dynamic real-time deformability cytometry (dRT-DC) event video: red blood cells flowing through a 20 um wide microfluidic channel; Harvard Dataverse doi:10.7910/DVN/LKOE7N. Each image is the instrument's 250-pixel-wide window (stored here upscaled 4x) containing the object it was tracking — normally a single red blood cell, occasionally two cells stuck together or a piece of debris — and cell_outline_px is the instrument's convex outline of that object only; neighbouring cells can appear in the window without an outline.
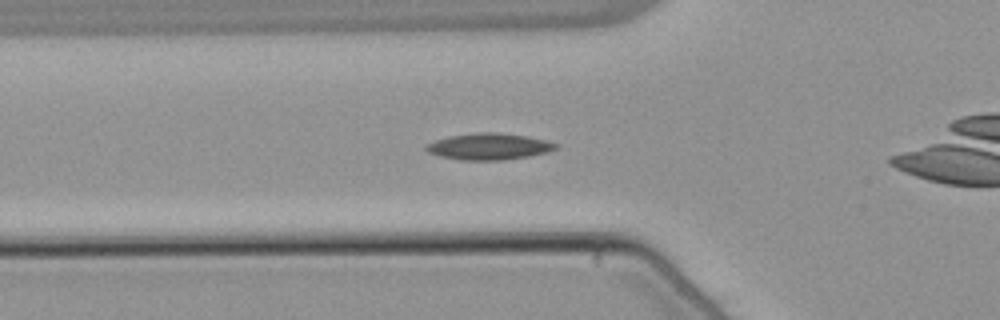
{"species": "common noctule bat (a hibernating species)", "species_latin": "Nyctalus noctula", "temperature_condition": "warm", "stored_images_in_passage": 40, "camera_frame_rate_fps": 3000, "um_per_image_px": 0.085, "animal": {"sex": "male", "body_mass_g": 21.5, "forearm_length_mm": 52.0}, "frame": {"image": 1, "passage_image": 10, "time_ms": 3.0, "image_size_px": [1000, 320], "cell_outline_px": [[560, 144], [556, 148], [548, 152], [528, 156], [504, 160], [460, 160], [440, 156], [428, 152], [424, 148], [428, 144], [436, 140], [448, 136], [476, 132], [496, 132], [528, 136]], "centroid_in_image_um": [41.56, 12.45], "position_along_channel_um": 84.2, "area_um2": 20.0}}
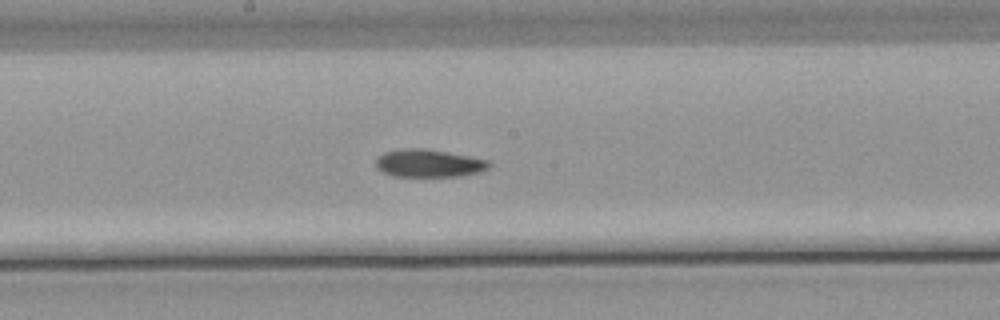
{"frame": {"image": 2, "passage_image": 20, "time_ms": 6.333, "image_size_px": [1000, 320], "cell_outline_px": [[492, 164], [488, 168], [480, 172], [456, 176], [392, 176], [376, 168], [376, 156], [384, 152], [400, 148], [424, 148], [468, 156], [488, 160]], "centroid_in_image_um": [36.4, 13.87], "position_along_channel_um": 211.8, "area_um2": 18.32}}
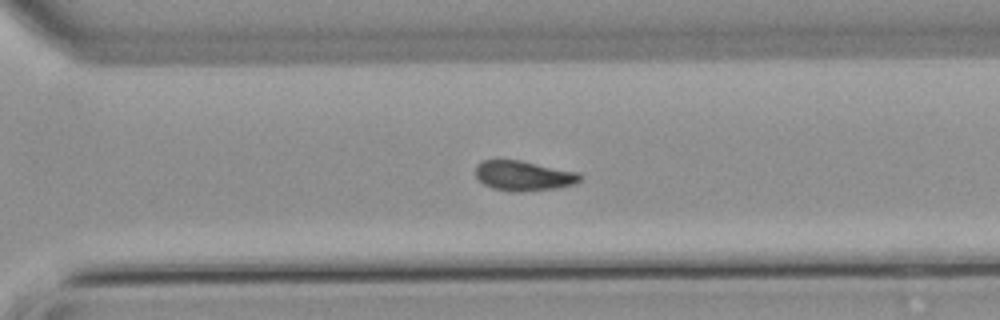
{"frame": {"image": 3, "passage_image": 29, "time_ms": 9.333, "image_size_px": [1000, 320], "cell_outline_px": [[584, 176], [576, 184], [556, 188], [524, 192], [512, 192], [492, 188], [476, 180], [476, 164], [480, 160], [520, 160], [576, 172]], "centroid_in_image_um": [44.47, 14.95], "position_along_channel_um": 326.1, "area_um2": 18.44}}